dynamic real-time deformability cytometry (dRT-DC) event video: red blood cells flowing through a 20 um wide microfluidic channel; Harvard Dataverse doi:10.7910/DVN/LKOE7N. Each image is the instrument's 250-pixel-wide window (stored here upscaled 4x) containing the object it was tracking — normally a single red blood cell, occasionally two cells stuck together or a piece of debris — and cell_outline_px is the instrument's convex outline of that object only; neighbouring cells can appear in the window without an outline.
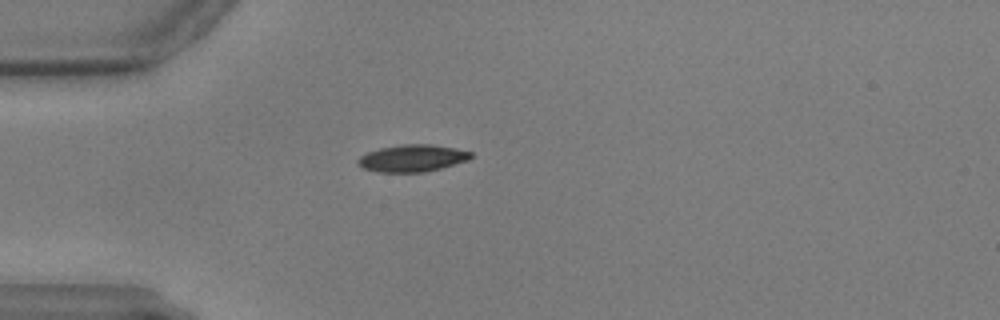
{"species": "common noctule bat (a hibernating species)", "species_latin": "Nyctalus noctula", "temperature_condition": "warm", "stored_images_in_passage": 43, "camera_frame_rate_fps": 3000, "um_per_image_px": 0.085, "animal": {"sex": "male", "body_mass_g": 17.9, "forearm_length_mm": 54.2}, "frame": {"image": 1, "passage_image": 1, "time_ms": 0.0, "image_size_px": [1000, 320], "cell_outline_px": [[472, 156], [468, 160], [440, 168], [424, 172], [380, 172], [364, 168], [356, 164], [356, 160], [360, 156], [368, 152], [380, 148], [404, 144], [432, 144], [472, 152]], "centroid_in_image_um": [35.01, 13.44], "position_along_channel_um": 50.0, "area_um2": 17.63}}
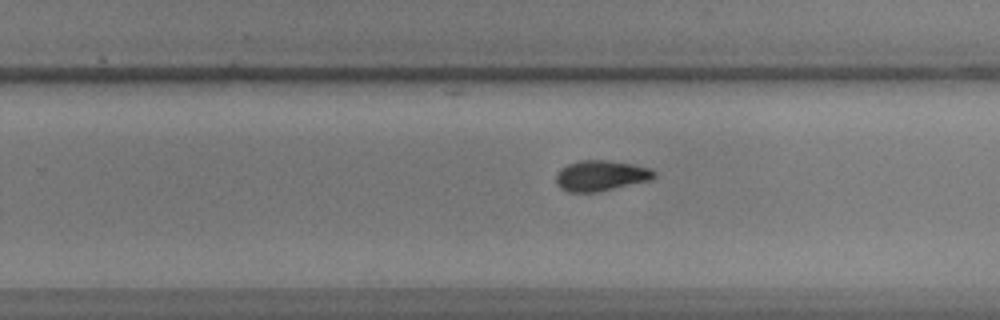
{"frame": {"image": 2, "passage_image": 22, "time_ms": 7.0, "image_size_px": [1000, 320], "cell_outline_px": [[656, 176], [652, 180], [596, 192], [568, 192], [560, 188], [556, 184], [556, 172], [560, 168], [568, 164], [580, 160], [604, 160], [632, 164], [652, 168], [656, 172]], "centroid_in_image_um": [51.07, 14.93], "position_along_channel_um": 278.7, "area_um2": 17.63}}
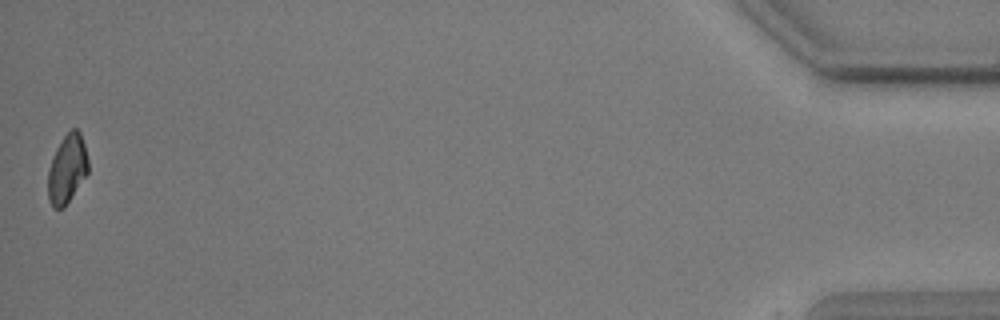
{"frame": {"image": 3, "passage_image": 43, "time_ms": 14.0, "image_size_px": [1000, 320], "cell_outline_px": [[88, 172], [64, 208], [52, 208], [48, 200], [48, 172], [52, 156], [56, 148], [64, 136], [72, 128], [76, 128], [80, 132], [84, 144], [88, 160]], "centroid_in_image_um": [5.69, 14.37], "position_along_channel_um": 429.5, "area_um2": 16.07}}